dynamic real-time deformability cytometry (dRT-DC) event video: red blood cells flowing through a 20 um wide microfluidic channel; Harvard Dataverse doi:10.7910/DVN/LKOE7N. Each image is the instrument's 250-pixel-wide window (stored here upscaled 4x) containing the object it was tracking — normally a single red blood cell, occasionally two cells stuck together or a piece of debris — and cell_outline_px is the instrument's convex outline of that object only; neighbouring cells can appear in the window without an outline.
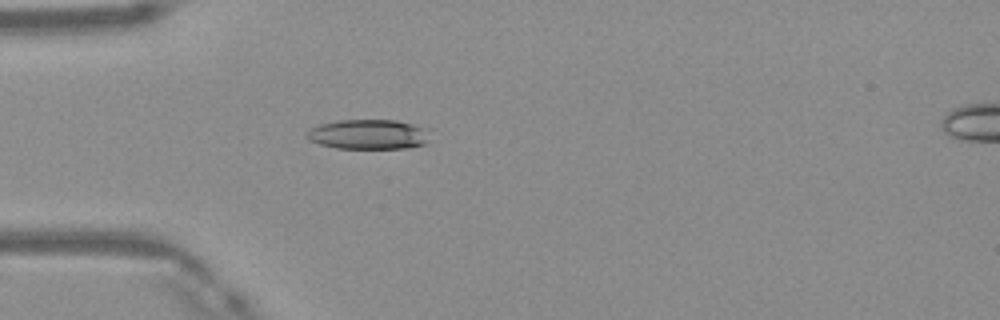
{"species": "Egyptian fruit bat (a non-hibernating species)", "species_latin": "Rousettus aegyptiacus", "temperature_condition": "warm", "stored_images_in_passage": 28, "camera_frame_rate_fps": 3000, "um_per_image_px": 0.085, "frame": {"image": 1, "passage_image": 1, "time_ms": 0.0, "image_size_px": [1000, 320], "cell_outline_px": [[428, 140], [424, 144], [408, 148], [336, 148], [320, 144], [308, 140], [304, 136], [312, 128], [320, 124], [340, 120], [396, 120], [428, 128]], "centroid_in_image_um": [31.32, 11.42], "position_along_channel_um": 53.7, "area_um2": 21.39}}
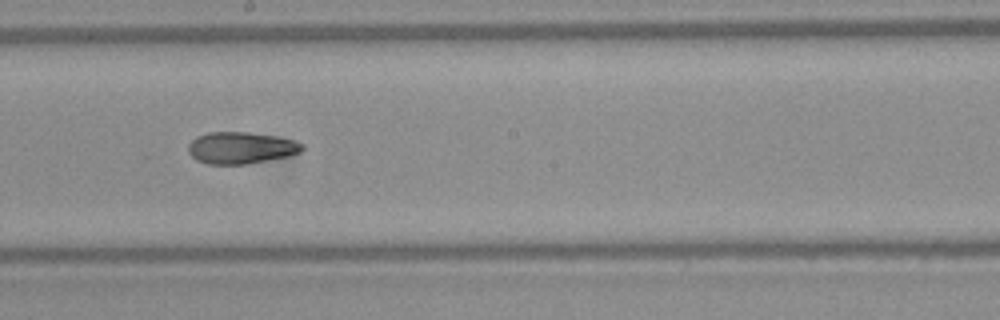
{"frame": {"image": 2, "passage_image": 14, "time_ms": 4.333, "image_size_px": [1000, 320], "cell_outline_px": [[304, 148], [300, 152], [288, 156], [244, 164], [208, 164], [196, 160], [188, 152], [188, 144], [196, 136], [208, 132], [248, 132], [276, 136], [292, 140], [304, 144]], "centroid_in_image_um": [20.45, 12.56], "position_along_channel_um": 227.7, "area_um2": 21.04}}
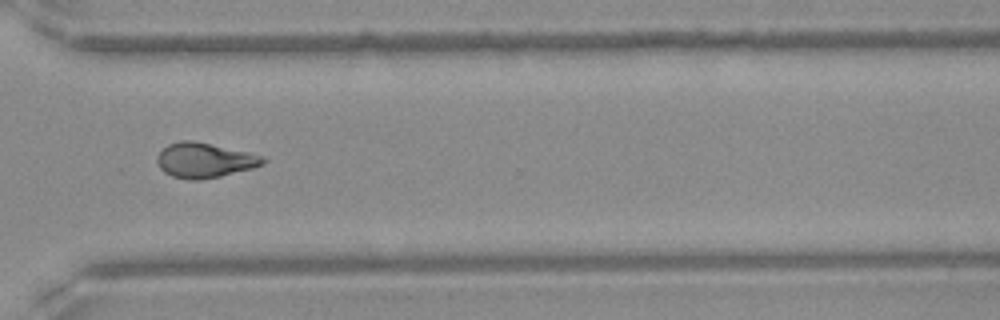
{"frame": {"image": 3, "passage_image": 23, "time_ms": 7.333, "image_size_px": [1000, 320], "cell_outline_px": [[268, 160], [264, 164], [252, 168], [220, 176], [200, 180], [188, 180], [172, 176], [164, 172], [160, 168], [156, 160], [156, 156], [168, 144], [180, 140], [192, 140], [248, 152], [264, 156]], "centroid_in_image_um": [17.38, 13.62], "position_along_channel_um": 353.2, "area_um2": 21.56}, "authors_computed_cell_mechanics": {"area_um2": 21.2126, "velocity_mm_per_s": 4.1794, "shape_relaxation_time_tau1_ms": null, "shape_relaxation_time_tau2_ms": 8.111, "deformation_change_tau1": null, "deformation_change_tau2": 0.1773}}